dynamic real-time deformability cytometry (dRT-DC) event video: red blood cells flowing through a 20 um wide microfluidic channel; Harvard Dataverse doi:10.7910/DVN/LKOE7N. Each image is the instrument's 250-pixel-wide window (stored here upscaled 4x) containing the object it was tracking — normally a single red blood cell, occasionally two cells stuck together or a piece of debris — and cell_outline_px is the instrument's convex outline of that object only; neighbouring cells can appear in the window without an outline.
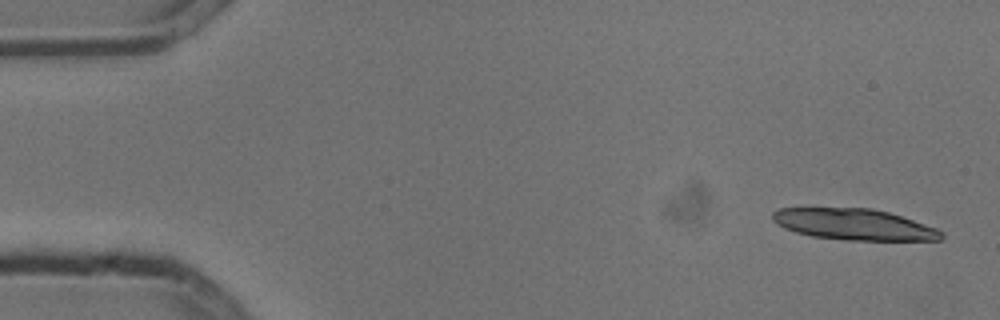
{"species": "common noctule bat (a hibernating species)", "species_latin": "Nyctalus noctula", "temperature_condition": "cold", "stored_images_in_passage": 3, "camera_frame_rate_fps": 3000, "um_per_image_px": 0.085, "animal": {"sex": "male", "body_mass_g": 13.3}, "frame": {"image": 1, "passage_image": 1, "time_ms": 0.0, "image_size_px": [1000, 320], "cell_outline_px": [[944, 236], [940, 240], [844, 240], [812, 236], [796, 232], [784, 228], [776, 224], [772, 220], [772, 212], [780, 208], [872, 208], [888, 212], [936, 228], [944, 232]], "centroid_in_image_um": [72.56, 19.07], "position_along_channel_um": 12.4, "area_um2": 30.58}}